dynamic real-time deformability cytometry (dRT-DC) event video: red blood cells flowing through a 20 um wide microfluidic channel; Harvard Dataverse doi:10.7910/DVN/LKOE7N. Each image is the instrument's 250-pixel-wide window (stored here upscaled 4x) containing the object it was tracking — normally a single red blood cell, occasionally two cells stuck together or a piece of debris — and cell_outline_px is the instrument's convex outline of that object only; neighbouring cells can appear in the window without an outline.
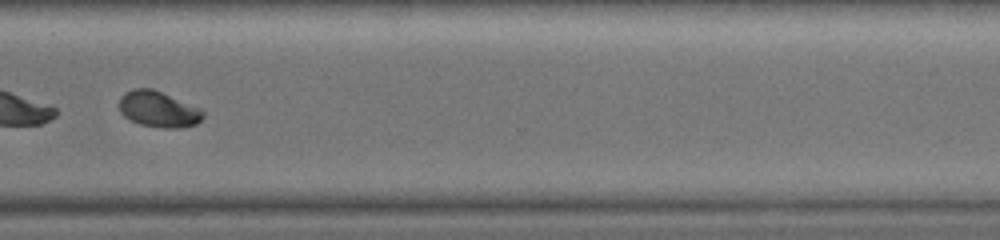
{"species": "common noctule bat (a hibernating species)", "species_latin": "Nyctalus noctula", "temperature_condition": "warm", "stored_images_in_passage": 41, "camera_frame_rate_fps": 3000, "um_per_image_px": 0.085, "animal": {"sex": "female", "body_mass_g": 19.0, "forearm_length_mm": 51.5}, "frame": {"image": 1, "passage_image": 34, "time_ms": 11.0, "image_size_px": [1000, 240], "cell_outline_px": [[204, 116], [196, 124], [180, 128], [164, 128], [140, 124], [124, 116], [120, 112], [120, 96], [124, 92], [132, 88], [152, 88], [200, 108], [204, 112]], "centroid_in_image_um": [13.45, 9.27], "position_along_channel_um": 357.1, "area_um2": 17.51}, "authors_computed_cell_mechanics": {"area_um2": 19.3052, "velocity_mm_per_s": 4.3615, "shape_relaxation_time_tau1_ms": null, "shape_relaxation_time_tau2_ms": 2.5786, "deformation_change_tau1": null, "deformation_change_tau2": 0.0393}}